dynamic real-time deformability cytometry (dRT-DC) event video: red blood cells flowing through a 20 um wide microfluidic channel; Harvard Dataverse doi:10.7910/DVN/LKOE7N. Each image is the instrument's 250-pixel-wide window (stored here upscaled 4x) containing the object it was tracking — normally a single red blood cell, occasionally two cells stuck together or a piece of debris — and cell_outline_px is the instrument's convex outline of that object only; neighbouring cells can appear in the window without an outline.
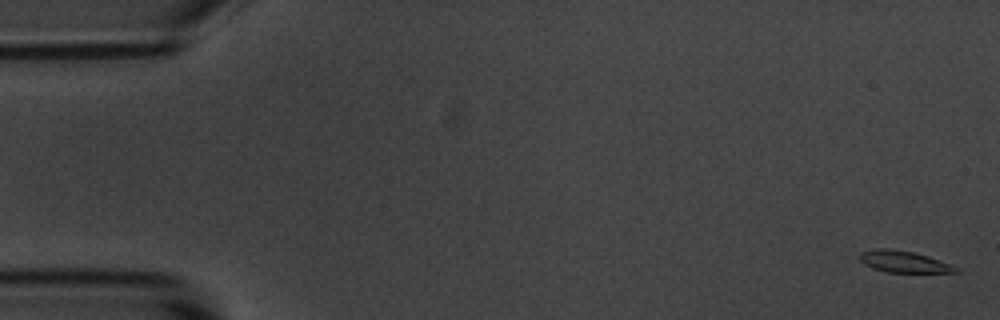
{"species": "common noctule bat (a hibernating species)", "species_latin": "Nyctalus noctula", "temperature_condition": "room temperature", "stored_images_in_passage": 58, "camera_frame_rate_fps": 3000, "um_per_image_px": 0.085, "animal": {"sex": "male", "body_mass_g": 20.1, "forearm_length_mm": 53.5}, "frame": {"image": 1, "passage_image": 2, "time_ms": 0.333, "image_size_px": [1000, 320], "cell_outline_px": [[960, 272], [884, 272], [872, 268], [864, 264], [860, 260], [860, 252], [876, 248], [888, 248], [912, 252], [928, 256], [960, 268]], "centroid_in_image_um": [76.8, 22.24], "position_along_channel_um": 8.2, "area_um2": 12.02}}
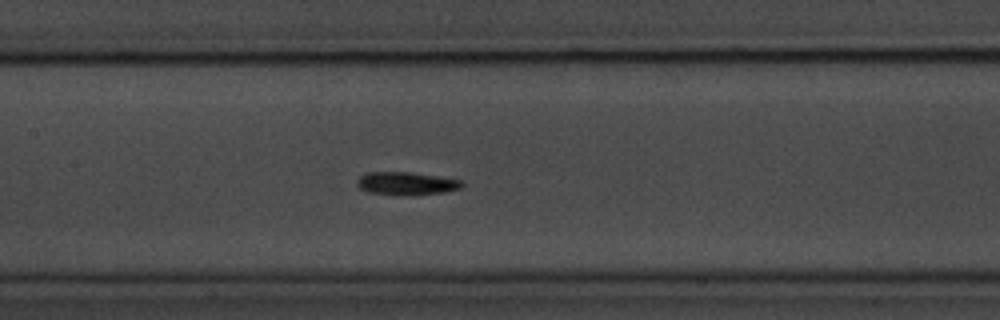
{"frame": {"image": 2, "passage_image": 27, "time_ms": 8.667, "image_size_px": [1000, 320], "cell_outline_px": [[464, 184], [460, 188], [444, 192], [404, 196], [392, 196], [368, 192], [360, 188], [356, 184], [356, 180], [360, 176], [368, 172], [412, 172], [440, 176], [464, 180]], "centroid_in_image_um": [34.54, 15.6], "position_along_channel_um": 172.9, "area_um2": 14.45}}
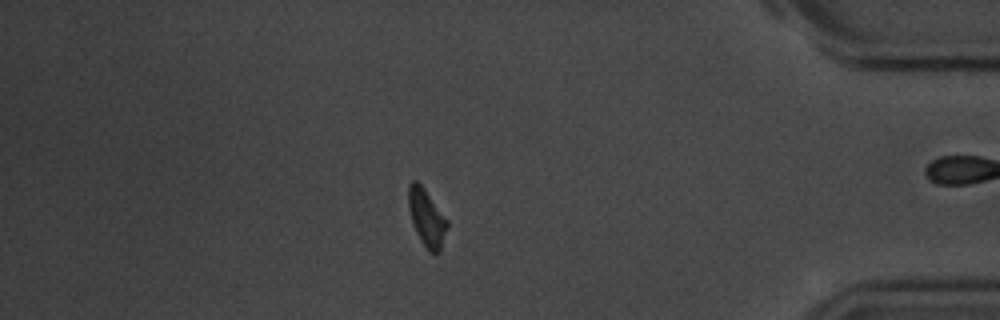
{"frame": {"image": 3, "passage_image": 49, "time_ms": 16.0, "image_size_px": [1000, 320], "cell_outline_px": [[448, 228], [440, 252], [428, 252], [420, 240], [416, 232], [408, 208], [408, 184], [412, 180], [416, 180], [424, 188], [448, 220]], "centroid_in_image_um": [36.27, 18.51], "position_along_channel_um": 398.9, "area_um2": 13.01}, "authors_computed_cell_mechanics": {"area_um2": 12.9472, "velocity_mm_per_s": 3.5925, "shape_relaxation_time_tau1_ms": 2.1474, "shape_relaxation_time_tau2_ms": null, "deformation_change_tau1": 0.1501, "deformation_change_tau2": null}}